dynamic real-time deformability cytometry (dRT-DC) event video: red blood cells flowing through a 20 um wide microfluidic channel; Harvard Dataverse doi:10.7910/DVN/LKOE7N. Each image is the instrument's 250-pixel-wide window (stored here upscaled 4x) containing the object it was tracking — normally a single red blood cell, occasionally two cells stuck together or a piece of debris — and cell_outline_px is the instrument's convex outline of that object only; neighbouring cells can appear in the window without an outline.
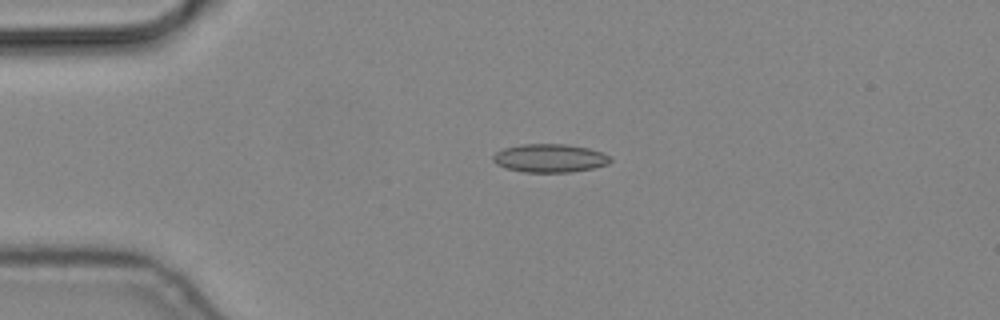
{"species": "common noctule bat (a hibernating species)", "species_latin": "Nyctalus noctula", "temperature_condition": "cold", "stored_images_in_passage": 5, "camera_frame_rate_fps": 3000, "um_per_image_px": 0.085, "animal": {"sex": "male", "body_mass_g": 19.2, "forearm_length_mm": 51.8}, "frame": {"image": 1, "passage_image": 4, "time_ms": 1.0, "image_size_px": [1000, 320], "cell_outline_px": [[612, 160], [608, 164], [596, 168], [572, 172], [524, 172], [504, 168], [496, 164], [492, 160], [492, 156], [496, 152], [504, 148], [520, 144], [564, 144], [588, 148], [612, 156]], "centroid_in_image_um": [46.73, 13.45], "position_along_channel_um": 38.3, "area_um2": 19.59}}